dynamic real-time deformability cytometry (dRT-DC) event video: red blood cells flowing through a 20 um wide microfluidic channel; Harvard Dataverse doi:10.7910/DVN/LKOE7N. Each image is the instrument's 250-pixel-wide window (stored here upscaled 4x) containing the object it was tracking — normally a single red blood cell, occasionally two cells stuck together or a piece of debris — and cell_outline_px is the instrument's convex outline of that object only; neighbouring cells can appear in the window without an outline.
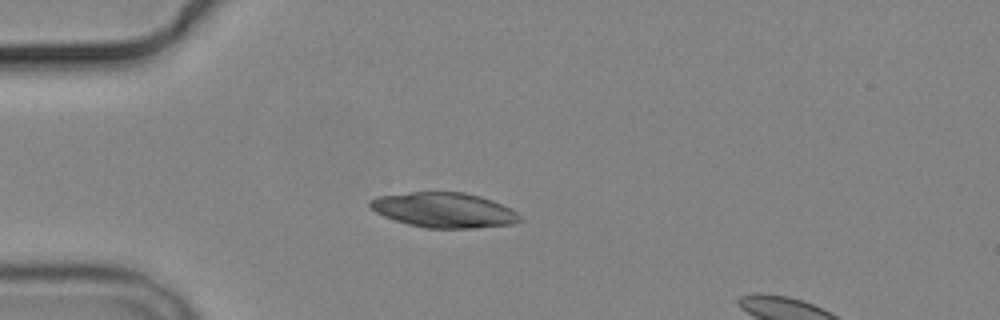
{"species": "common noctule bat (a hibernating species)", "species_latin": "Nyctalus noctula", "temperature_condition": "cold", "stored_images_in_passage": 3, "segment_of_instrument_passage": [1, 2], "camera_frame_rate_fps": 3000, "um_per_image_px": 0.085, "animal": {"sex": "male", "body_mass_g": 19.2, "forearm_length_mm": 51.8}, "frame": {"image": 1, "passage_image": 2, "time_ms": 1.0, "image_size_px": [1000, 320], "cell_outline_px": [[524, 220], [516, 224], [476, 228], [424, 228], [408, 224], [384, 216], [376, 212], [368, 204], [368, 200], [376, 196], [412, 192], [464, 192], [480, 196], [492, 200], [516, 212]], "centroid_in_image_um": [37.75, 17.86], "position_along_channel_um": 47.3, "area_um2": 30.63}}